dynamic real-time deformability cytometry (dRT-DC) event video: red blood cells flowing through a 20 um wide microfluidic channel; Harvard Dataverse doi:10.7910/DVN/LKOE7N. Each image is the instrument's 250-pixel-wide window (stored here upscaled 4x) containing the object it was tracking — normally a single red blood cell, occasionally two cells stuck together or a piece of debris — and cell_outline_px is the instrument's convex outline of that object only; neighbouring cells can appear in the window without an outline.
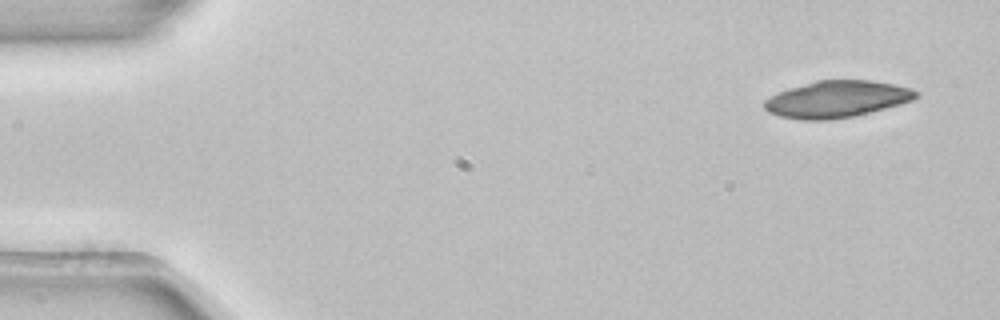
{"species": "common noctule bat (a hibernating species)", "species_latin": "Nyctalus noctula", "temperature_condition": "room temperature", "stored_images_in_passage": 3, "camera_frame_rate_fps": 3000, "um_per_image_px": 0.085, "animal": {"sex": "female", "body_mass_g": 22.7, "forearm_length_mm": 54.2}, "frame": {"image": 1, "passage_image": 1, "time_ms": 0.0, "image_size_px": [1000, 320], "cell_outline_px": [[920, 96], [916, 100], [852, 116], [828, 120], [800, 120], [780, 116], [768, 112], [764, 108], [764, 100], [788, 88], [816, 80], [872, 80], [912, 88], [920, 92]], "centroid_in_image_um": [71.16, 8.42], "position_along_channel_um": 13.8, "area_um2": 32.48}}